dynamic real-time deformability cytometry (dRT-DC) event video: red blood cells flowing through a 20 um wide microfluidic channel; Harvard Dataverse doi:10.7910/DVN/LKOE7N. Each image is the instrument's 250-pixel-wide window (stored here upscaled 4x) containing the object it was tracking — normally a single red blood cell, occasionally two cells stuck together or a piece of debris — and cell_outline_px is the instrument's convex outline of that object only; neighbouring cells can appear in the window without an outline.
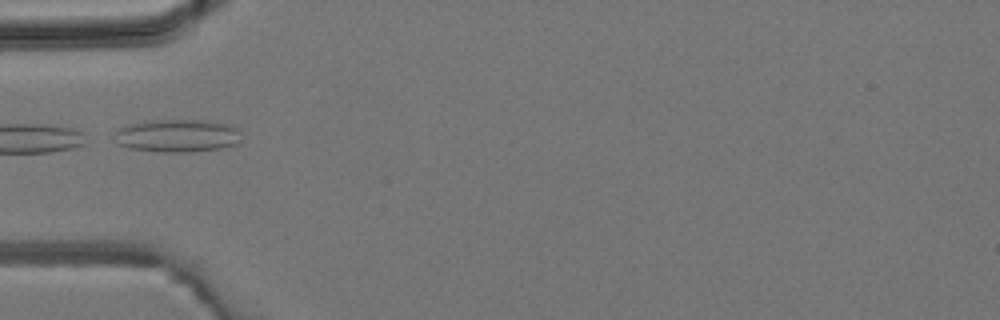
{"species": "common noctule bat (a hibernating species)", "species_latin": "Nyctalus noctula", "temperature_condition": "room temperature", "stored_images_in_passage": 4, "camera_frame_rate_fps": 3000, "um_per_image_px": 0.085, "animal": {"sex": "male", "body_mass_g": 19.2, "forearm_length_mm": 51.8}, "frame": {"image": 1, "passage_image": 4, "time_ms": 3.333, "image_size_px": [1000, 320], "cell_outline_px": [[240, 144], [220, 148], [192, 152], [164, 152], [128, 148], [120, 144], [116, 132], [116, 128], [132, 124], [152, 120], [204, 120], [232, 124], [240, 128]], "centroid_in_image_um": [15.18, 11.53], "position_along_channel_um": 69.8, "area_um2": 24.39}}